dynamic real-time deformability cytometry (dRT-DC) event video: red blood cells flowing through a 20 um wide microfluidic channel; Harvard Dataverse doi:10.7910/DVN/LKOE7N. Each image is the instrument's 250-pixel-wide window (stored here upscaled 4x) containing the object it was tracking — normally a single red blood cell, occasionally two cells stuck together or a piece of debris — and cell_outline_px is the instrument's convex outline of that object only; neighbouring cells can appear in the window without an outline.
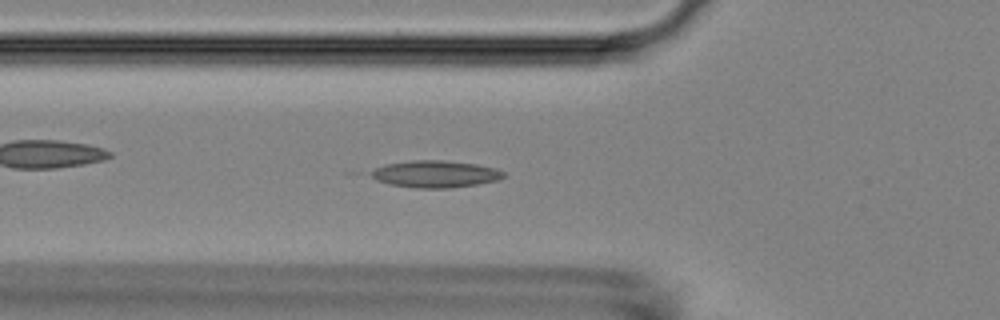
{"species": "Egyptian fruit bat (a non-hibernating species)", "species_latin": "Rousettus aegyptiacus", "temperature_condition": "room temperature", "stored_images_in_passage": 53, "camera_frame_rate_fps": 3000, "um_per_image_px": 0.085, "animal": {"sex": "female"}, "frame": {"image": 1, "passage_image": 18, "time_ms": 5.667, "image_size_px": [1000, 320], "cell_outline_px": [[504, 176], [500, 180], [452, 188], [416, 188], [388, 184], [376, 180], [368, 176], [368, 172], [384, 164], [412, 160], [440, 160], [476, 164], [496, 168], [504, 172]], "centroid_in_image_um": [36.95, 14.79], "position_along_channel_um": 88.8, "area_um2": 21.04}}
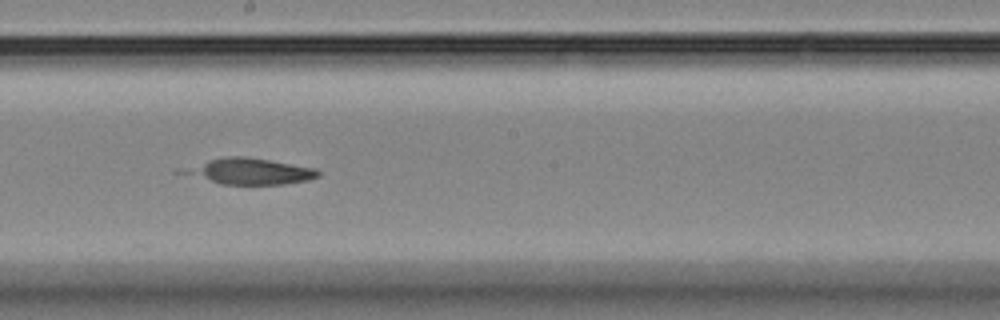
{"frame": {"image": 2, "passage_image": 29, "time_ms": 9.333, "image_size_px": [1000, 320], "cell_outline_px": [[320, 176], [308, 180], [284, 184], [220, 184], [172, 172], [176, 168], [208, 160], [228, 156], [244, 156], [316, 168], [320, 172]], "centroid_in_image_um": [21.06, 14.56], "position_along_channel_um": 227.1, "area_um2": 20.92}}
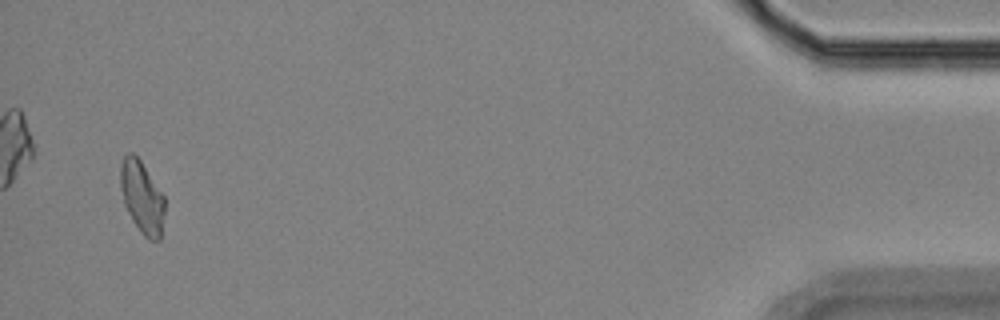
{"frame": {"image": 3, "passage_image": 51, "time_ms": 16.667, "image_size_px": [1000, 320], "cell_outline_px": [[164, 216], [160, 240], [148, 240], [140, 232], [132, 220], [124, 204], [120, 188], [120, 164], [124, 156], [128, 152], [132, 152], [140, 160], [164, 196]], "centroid_in_image_um": [12.05, 16.77], "position_along_channel_um": 423.1, "area_um2": 18.67}}